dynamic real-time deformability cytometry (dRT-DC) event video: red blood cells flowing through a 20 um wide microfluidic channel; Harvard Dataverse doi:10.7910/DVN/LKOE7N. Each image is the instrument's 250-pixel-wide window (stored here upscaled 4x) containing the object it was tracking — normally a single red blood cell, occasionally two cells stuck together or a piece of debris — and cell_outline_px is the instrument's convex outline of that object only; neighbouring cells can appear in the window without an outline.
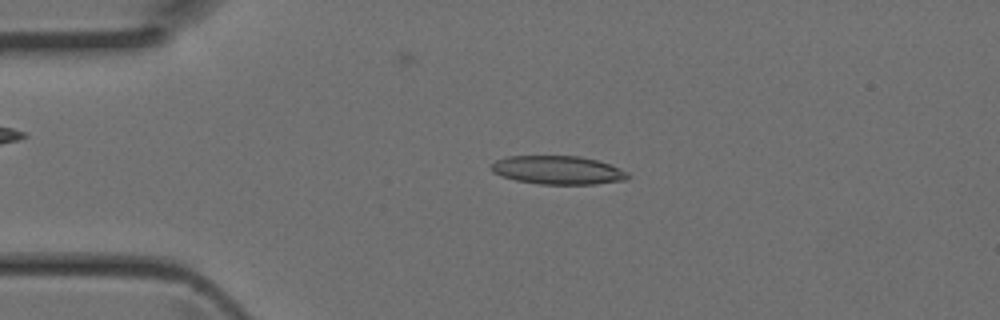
{"species": "Egyptian fruit bat (a non-hibernating species)", "species_latin": "Rousettus aegyptiacus", "temperature_condition": "room temperature", "stored_images_in_passage": 43, "camera_frame_rate_fps": 3000, "um_per_image_px": 0.085, "animal": {"sex": "female"}, "frame": {"image": 1, "passage_image": 9, "time_ms": 2.667, "image_size_px": [1000, 320], "cell_outline_px": [[632, 176], [628, 180], [596, 184], [540, 184], [516, 180], [492, 172], [492, 164], [496, 160], [508, 156], [580, 156], [596, 160], [608, 164], [628, 172]], "centroid_in_image_um": [47.47, 14.46], "position_along_channel_um": 37.5, "area_um2": 22.6}}
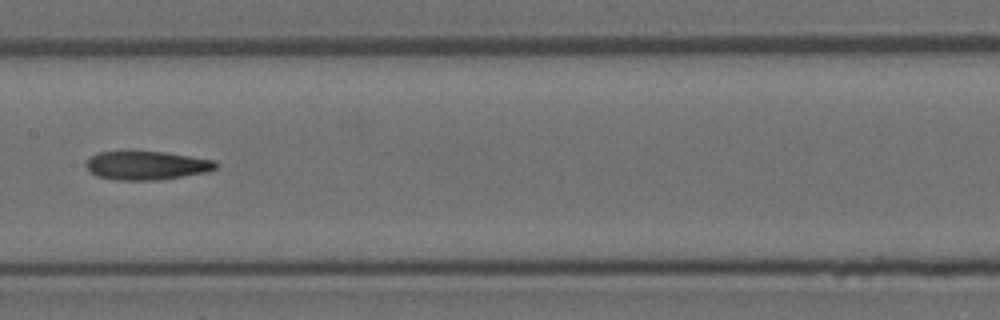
{"frame": {"image": 2, "passage_image": 21, "time_ms": 6.667, "image_size_px": [1000, 320], "cell_outline_px": [[220, 164], [216, 168], [208, 172], [160, 180], [116, 180], [96, 176], [88, 172], [84, 164], [96, 152], [128, 148], [164, 152], [216, 160]], "centroid_in_image_um": [12.41, 14.02], "position_along_channel_um": 195.0, "area_um2": 22.83}}
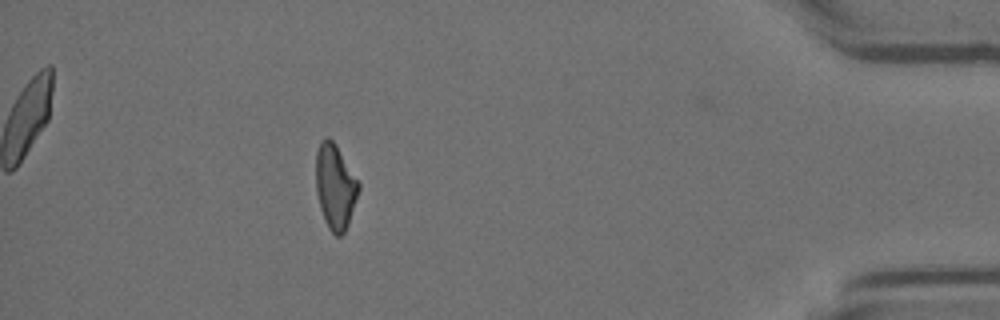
{"frame": {"image": 3, "passage_image": 38, "time_ms": 12.333, "image_size_px": [1000, 320], "cell_outline_px": [[360, 188], [348, 224], [344, 232], [340, 236], [336, 236], [328, 228], [324, 220], [320, 208], [316, 192], [316, 152], [320, 140], [324, 136], [328, 136], [336, 144], [360, 184]], "centroid_in_image_um": [28.47, 15.84], "position_along_channel_um": 406.7, "area_um2": 21.21}}